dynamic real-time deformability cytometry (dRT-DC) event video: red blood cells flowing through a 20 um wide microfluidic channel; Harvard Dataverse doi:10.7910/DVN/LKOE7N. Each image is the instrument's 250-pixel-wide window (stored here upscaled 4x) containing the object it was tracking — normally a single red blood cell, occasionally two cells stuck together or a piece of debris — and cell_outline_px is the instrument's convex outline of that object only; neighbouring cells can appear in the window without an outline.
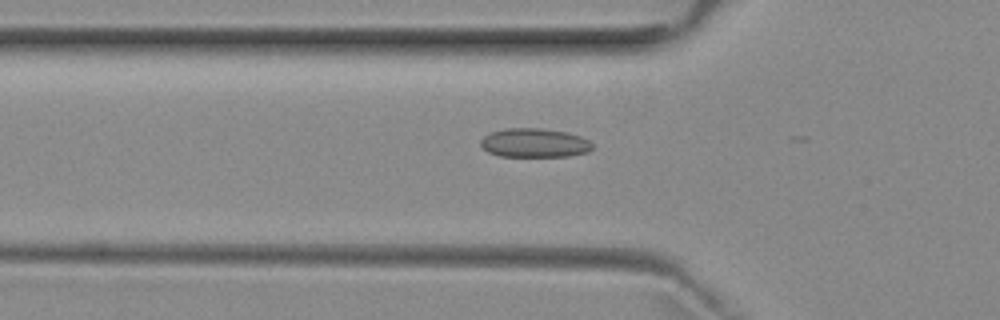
{"species": "common noctule bat (a hibernating species)", "species_latin": "Nyctalus noctula", "temperature_condition": "room temperature", "stored_images_in_passage": 45, "camera_frame_rate_fps": 3000, "um_per_image_px": 0.085, "animal": {"sex": "female", "body_mass_g": 29.2, "forearm_length_mm": 56.3}, "frame": {"image": 1, "passage_image": 18, "time_ms": 5.667, "image_size_px": [1000, 320], "cell_outline_px": [[592, 148], [588, 152], [568, 156], [500, 156], [488, 152], [480, 144], [480, 140], [484, 136], [492, 132], [504, 128], [540, 128], [568, 132], [580, 136], [588, 140], [592, 144]], "centroid_in_image_um": [45.42, 12.14], "position_along_channel_um": 80.4, "area_um2": 18.84}}
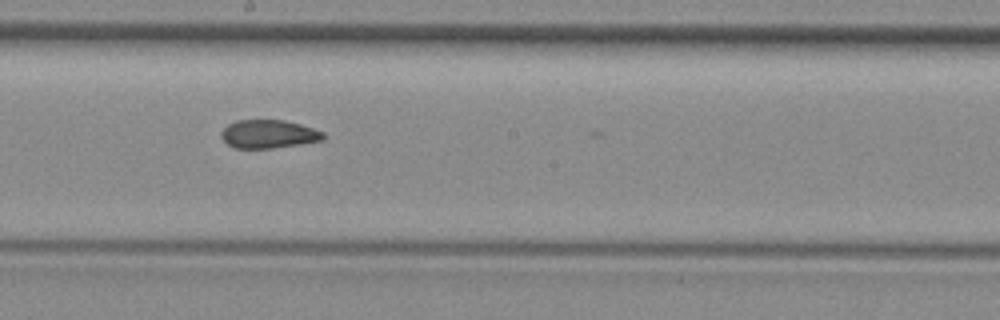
{"frame": {"image": 2, "passage_image": 29, "time_ms": 9.333, "image_size_px": [1000, 320], "cell_outline_px": [[324, 140], [300, 144], [272, 148], [236, 148], [228, 144], [220, 136], [220, 132], [228, 124], [236, 120], [284, 120], [300, 124], [324, 132]], "centroid_in_image_um": [22.82, 11.39], "position_along_channel_um": 225.4, "area_um2": 16.82}}
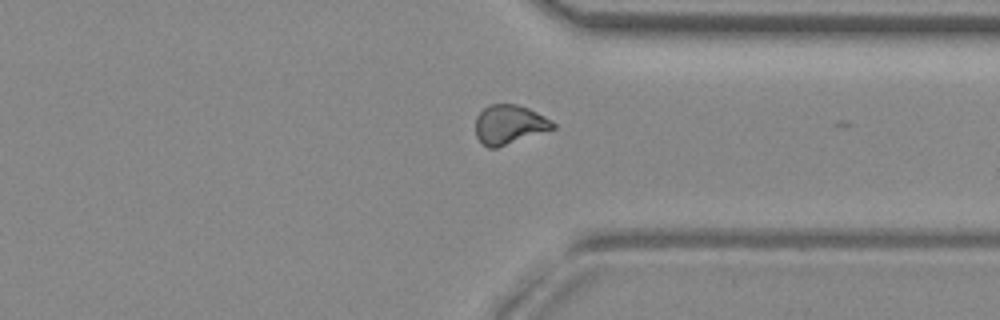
{"frame": {"image": 3, "passage_image": 40, "time_ms": 13.0, "image_size_px": [1000, 320], "cell_outline_px": [[556, 128], [496, 148], [488, 148], [476, 136], [476, 116], [488, 104], [516, 104], [528, 108], [552, 120], [556, 124]], "centroid_in_image_um": [43.3, 10.58], "position_along_channel_um": 368.1, "area_um2": 17.63}, "authors_computed_cell_mechanics": {"area_um2": 17.8024, "velocity_mm_per_s": 3.939, "shape_relaxation_time_tau1_ms": null, "shape_relaxation_time_tau2_ms": 1.3959, "deformation_change_tau1": null, "deformation_change_tau2": 0.0583}}